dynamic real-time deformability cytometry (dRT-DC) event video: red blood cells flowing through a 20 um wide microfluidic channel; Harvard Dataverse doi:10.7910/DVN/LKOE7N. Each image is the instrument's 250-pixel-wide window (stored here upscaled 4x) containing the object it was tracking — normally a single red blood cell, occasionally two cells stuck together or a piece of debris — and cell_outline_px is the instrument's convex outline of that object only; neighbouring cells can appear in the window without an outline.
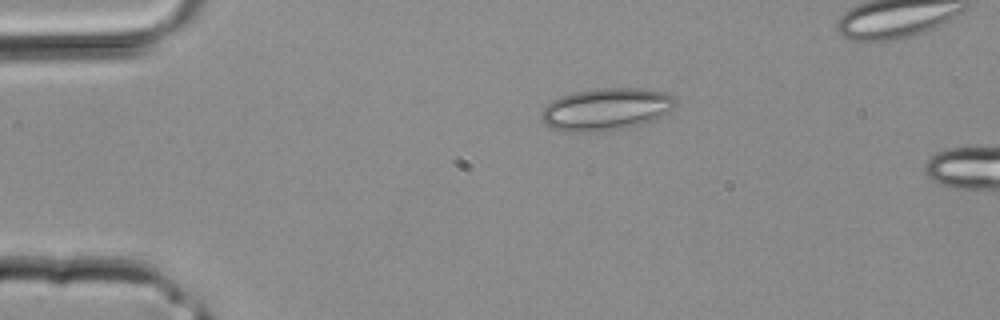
{"species": "common noctule bat (a hibernating species)", "species_latin": "Nyctalus noctula", "temperature_condition": "room temperature", "stored_images_in_passage": 2, "camera_frame_rate_fps": 3000, "um_per_image_px": 0.085, "animal": {"sex": "male", "body_mass_g": 20.4}, "frame": {"image": 1, "passage_image": 2, "time_ms": 0.333, "image_size_px": [1000, 320], "cell_outline_px": [[676, 104], [668, 112], [652, 120], [640, 124], [624, 128], [604, 132], [568, 132], [552, 128], [544, 124], [540, 116], [540, 112], [552, 100], [560, 96], [576, 92], [596, 88], [640, 88], [664, 92], [676, 96]], "centroid_in_image_um": [51.5, 9.29], "position_along_channel_um": 33.5, "area_um2": 33.23}}